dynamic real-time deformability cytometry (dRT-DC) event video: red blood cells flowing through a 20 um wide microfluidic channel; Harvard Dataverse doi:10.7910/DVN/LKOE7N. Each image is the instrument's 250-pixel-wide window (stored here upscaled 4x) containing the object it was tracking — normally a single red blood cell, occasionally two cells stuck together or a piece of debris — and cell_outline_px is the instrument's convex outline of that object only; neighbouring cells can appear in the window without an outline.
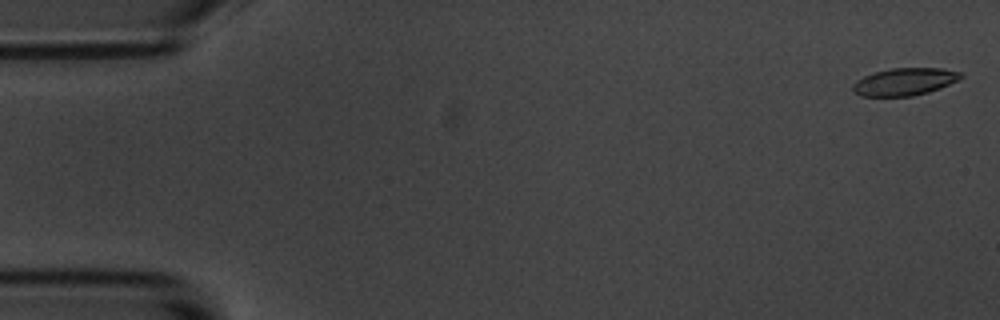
{"species": "common noctule bat (a hibernating species)", "species_latin": "Nyctalus noctula", "temperature_condition": "room temperature", "stored_images_in_passage": 6, "camera_frame_rate_fps": 3000, "um_per_image_px": 0.085, "animal": {"sex": "male", "body_mass_g": 20.1, "forearm_length_mm": 53.5}, "frame": {"image": 1, "passage_image": 1, "time_ms": 0.0, "image_size_px": [1000, 320], "cell_outline_px": [[964, 76], [940, 88], [928, 92], [912, 96], [860, 96], [852, 88], [852, 84], [856, 80], [864, 76], [876, 72], [892, 68], [940, 68], [960, 72]], "centroid_in_image_um": [76.87, 6.94], "position_along_channel_um": 8.1, "area_um2": 17.05}}